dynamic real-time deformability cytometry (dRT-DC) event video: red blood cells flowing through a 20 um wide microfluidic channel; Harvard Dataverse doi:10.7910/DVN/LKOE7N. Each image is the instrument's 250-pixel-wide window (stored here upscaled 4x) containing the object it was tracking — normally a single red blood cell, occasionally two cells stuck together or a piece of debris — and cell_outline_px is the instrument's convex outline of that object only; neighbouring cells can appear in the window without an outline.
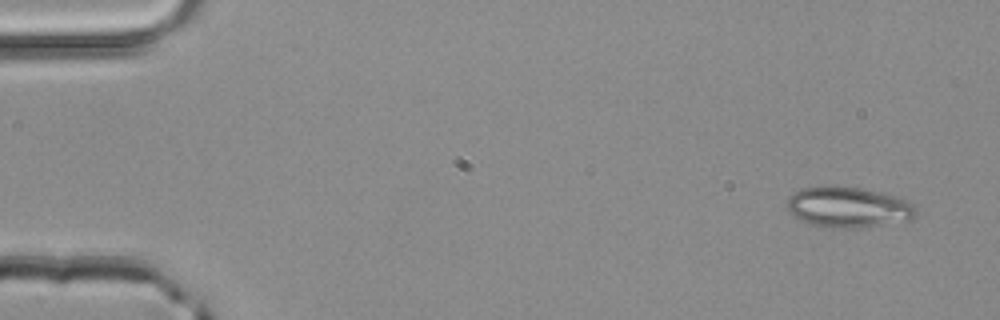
{"species": "common noctule bat (a hibernating species)", "species_latin": "Nyctalus noctula", "temperature_condition": "room temperature", "stored_images_in_passage": 3, "camera_frame_rate_fps": 3000, "um_per_image_px": 0.085, "animal": {"sex": "male", "body_mass_g": 20.4}, "frame": {"image": 1, "passage_image": 1, "time_ms": 0.0, "image_size_px": [1000, 320], "cell_outline_px": [[916, 212], [908, 220], [884, 224], [856, 228], [824, 228], [800, 220], [788, 212], [788, 200], [800, 188], [832, 184], [860, 188], [908, 200], [916, 208]], "centroid_in_image_um": [72.05, 17.6], "position_along_channel_um": 13.0, "area_um2": 30.46}}